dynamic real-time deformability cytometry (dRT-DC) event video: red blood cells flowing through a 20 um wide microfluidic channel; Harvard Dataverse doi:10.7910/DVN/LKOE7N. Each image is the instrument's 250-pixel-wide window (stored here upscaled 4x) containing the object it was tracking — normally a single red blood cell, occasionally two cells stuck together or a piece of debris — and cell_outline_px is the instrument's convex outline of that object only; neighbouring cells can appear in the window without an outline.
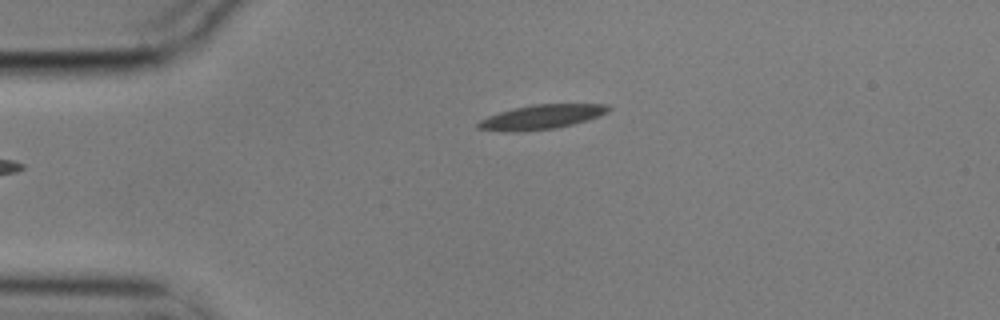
{"species": "common noctule bat (a hibernating species)", "species_latin": "Nyctalus noctula", "temperature_condition": "cold", "stored_images_in_passage": 4, "camera_frame_rate_fps": 3000, "um_per_image_px": 0.085, "animal": {"sex": "male", "body_mass_g": 17.9}, "frame": {"image": 1, "passage_image": 4, "time_ms": 1.0, "image_size_px": [1000, 320], "cell_outline_px": [[612, 108], [608, 112], [588, 120], [556, 128], [520, 132], [504, 132], [476, 128], [476, 124], [480, 120], [488, 116], [512, 108], [532, 104], [608, 104]], "centroid_in_image_um": [46.01, 9.94], "position_along_channel_um": 39.0, "area_um2": 18.73}}